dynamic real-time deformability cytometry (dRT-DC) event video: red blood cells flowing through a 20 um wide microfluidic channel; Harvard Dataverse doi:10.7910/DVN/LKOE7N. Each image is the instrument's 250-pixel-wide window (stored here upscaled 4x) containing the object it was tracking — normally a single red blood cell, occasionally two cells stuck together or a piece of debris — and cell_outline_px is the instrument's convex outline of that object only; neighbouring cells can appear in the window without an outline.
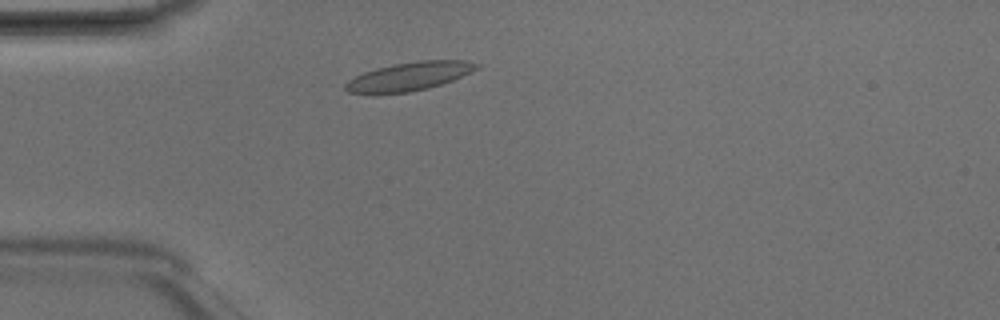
{"species": "Egyptian fruit bat (a non-hibernating species)", "species_latin": "Rousettus aegyptiacus", "temperature_condition": "room temperature", "stored_images_in_passage": 3, "camera_frame_rate_fps": 3000, "um_per_image_px": 0.085, "animal": {"sex": "male"}, "frame": {"image": 1, "passage_image": 2, "time_ms": 0.333, "image_size_px": [1000, 320], "cell_outline_px": [[480, 64], [476, 68], [452, 80], [428, 88], [408, 92], [372, 96], [348, 92], [344, 88], [344, 84], [348, 80], [364, 72], [376, 68], [392, 64], [420, 60], [464, 60]], "centroid_in_image_um": [34.66, 6.52], "position_along_channel_um": 50.3, "area_um2": 22.02}}